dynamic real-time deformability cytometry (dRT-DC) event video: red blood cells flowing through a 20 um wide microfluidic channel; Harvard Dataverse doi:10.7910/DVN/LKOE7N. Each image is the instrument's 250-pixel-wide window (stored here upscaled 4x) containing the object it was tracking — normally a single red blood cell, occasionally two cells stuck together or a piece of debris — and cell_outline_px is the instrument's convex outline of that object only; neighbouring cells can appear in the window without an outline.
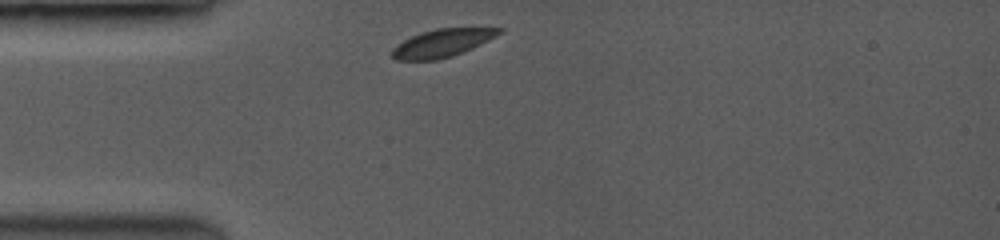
{"species": "common noctule bat (a hibernating species)", "species_latin": "Nyctalus noctula", "temperature_condition": "room temperature", "stored_images_in_passage": 18, "camera_frame_rate_fps": 3500, "um_per_image_px": 0.085, "animal": {"sex": "female", "body_mass_g": 19.0, "forearm_length_mm": 53.3}, "frame": {"image": 1, "passage_image": 1, "time_ms": 0.0, "image_size_px": [1000, 240], "cell_outline_px": [[504, 32], [496, 36], [460, 52], [436, 60], [396, 60], [392, 56], [392, 48], [396, 44], [420, 32], [436, 28], [504, 28]], "centroid_in_image_um": [37.54, 3.64], "position_along_channel_um": 47.5, "area_um2": 16.99}}
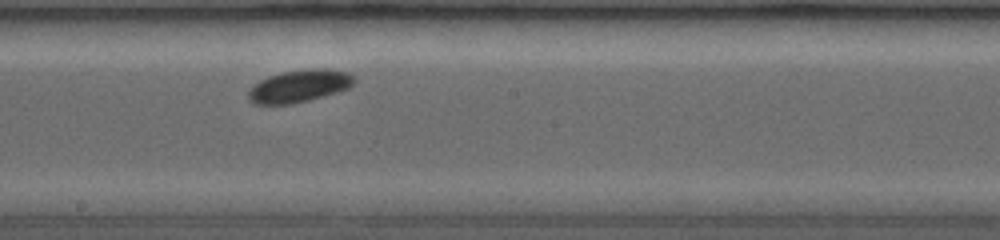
{"frame": {"image": 2, "passage_image": 9, "time_ms": 4.857, "image_size_px": [1000, 240], "cell_outline_px": [[356, 80], [348, 88], [308, 100], [288, 104], [256, 104], [248, 96], [248, 92], [260, 80], [268, 76], [280, 72], [312, 68], [328, 68], [348, 72]], "centroid_in_image_um": [25.46, 7.29], "position_along_channel_um": 222.7, "area_um2": 19.65}}
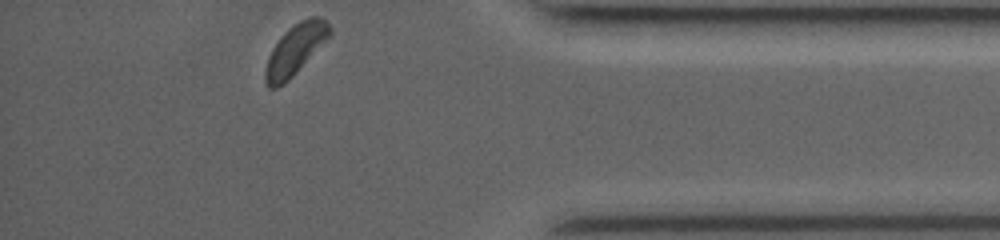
{"frame": {"image": 3, "passage_image": 18, "time_ms": 10.0, "image_size_px": [1000, 240], "cell_outline_px": [[332, 32], [296, 72], [284, 84], [276, 88], [268, 88], [264, 80], [264, 72], [268, 56], [272, 48], [280, 36], [288, 28], [300, 20], [308, 16], [316, 16], [324, 20], [332, 28]], "centroid_in_image_um": [25.04, 4.21], "position_along_channel_um": 410.2, "area_um2": 18.67}, "authors_computed_cell_mechanics": {"area_um2": 18.6116, "velocity_mm_per_s": 3.9311, "shape_relaxation_time_tau1_ms": 1.0529, "shape_relaxation_time_tau2_ms": null, "deformation_change_tau1": 0.0381, "deformation_change_tau2": null}}